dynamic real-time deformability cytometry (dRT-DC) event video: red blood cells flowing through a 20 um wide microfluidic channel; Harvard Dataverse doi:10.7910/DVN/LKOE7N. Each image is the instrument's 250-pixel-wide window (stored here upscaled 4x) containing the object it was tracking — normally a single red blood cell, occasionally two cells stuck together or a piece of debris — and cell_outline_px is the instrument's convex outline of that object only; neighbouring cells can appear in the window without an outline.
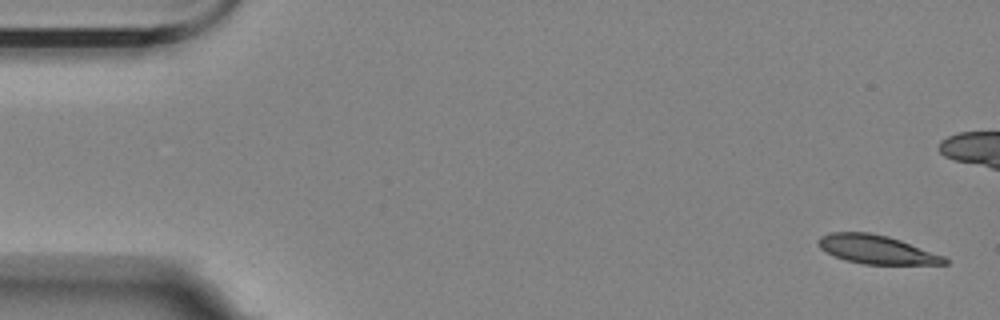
{"species": "Egyptian fruit bat (a non-hibernating species)", "species_latin": "Rousettus aegyptiacus", "temperature_condition": "room temperature", "stored_images_in_passage": 5, "camera_frame_rate_fps": 3000, "um_per_image_px": 0.085, "animal": {"sex": "female"}, "frame": {"image": 1, "passage_image": 1, "time_ms": 0.0, "image_size_px": [1000, 320], "cell_outline_px": [[948, 264], [864, 264], [844, 260], [820, 248], [816, 244], [816, 240], [820, 236], [832, 232], [868, 232], [888, 236], [900, 240], [944, 256], [948, 260]], "centroid_in_image_um": [74.47, 21.2], "position_along_channel_um": 10.5, "area_um2": 20.98}}